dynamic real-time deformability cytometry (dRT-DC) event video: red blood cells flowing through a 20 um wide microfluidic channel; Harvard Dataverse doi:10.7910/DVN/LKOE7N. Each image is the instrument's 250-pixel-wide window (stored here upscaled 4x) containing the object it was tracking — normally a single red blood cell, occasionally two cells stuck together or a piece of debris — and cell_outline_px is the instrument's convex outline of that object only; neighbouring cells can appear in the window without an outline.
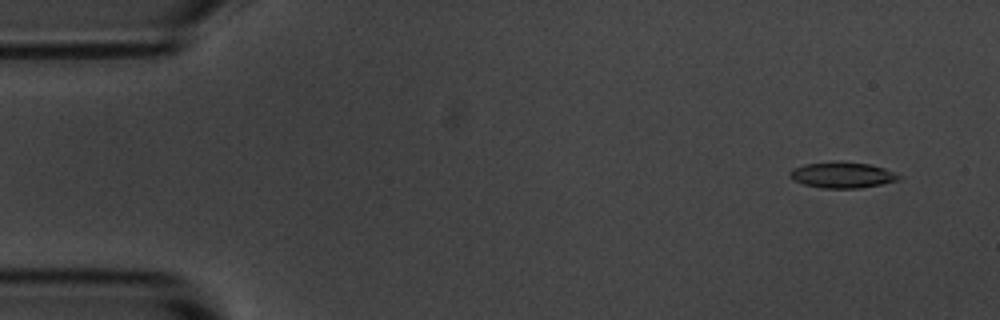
{"species": "common noctule bat (a hibernating species)", "species_latin": "Nyctalus noctula", "temperature_condition": "room temperature", "stored_images_in_passage": 6, "camera_frame_rate_fps": 3000, "um_per_image_px": 0.085, "animal": {"sex": "male", "body_mass_g": 20.1, "forearm_length_mm": 53.5}, "frame": {"image": 1, "passage_image": 2, "time_ms": 1.0, "image_size_px": [1000, 320], "cell_outline_px": [[904, 176], [900, 180], [860, 188], [820, 188], [804, 184], [788, 176], [788, 172], [792, 168], [804, 164], [840, 160], [844, 160], [872, 164], [884, 168]], "centroid_in_image_um": [71.61, 14.85], "position_along_channel_um": 13.4, "area_um2": 16.88}}
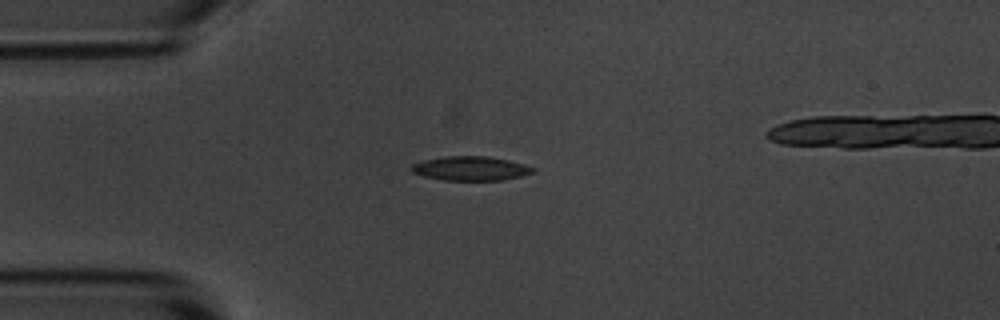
{"frame": {"image": 2, "passage_image": 5, "time_ms": 4.333, "image_size_px": [1000, 320], "cell_outline_px": [[536, 168], [532, 172], [520, 176], [504, 180], [444, 180], [424, 176], [412, 172], [408, 168], [412, 164], [424, 160], [444, 156], [488, 156], [508, 160], [524, 164]], "centroid_in_image_um": [39.97, 14.31], "position_along_channel_um": 45.0, "area_um2": 17.11}}